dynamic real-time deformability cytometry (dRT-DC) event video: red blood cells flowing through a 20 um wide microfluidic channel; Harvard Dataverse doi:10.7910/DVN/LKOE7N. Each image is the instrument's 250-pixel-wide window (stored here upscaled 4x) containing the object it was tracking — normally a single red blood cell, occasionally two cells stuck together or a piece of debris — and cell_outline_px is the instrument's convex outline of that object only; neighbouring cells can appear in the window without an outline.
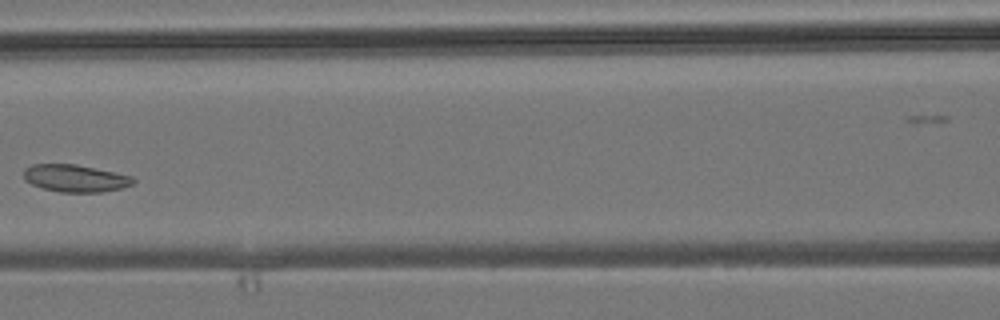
{"species": "common noctule bat (a hibernating species)", "species_latin": "Nyctalus noctula", "temperature_condition": "room temperature", "stored_images_in_passage": 6, "camera_frame_rate_fps": 3000, "um_per_image_px": 0.085, "animal": {"sex": "male", "body_mass_g": 19.2, "forearm_length_mm": 51.8}, "frame": {"image": 1, "passage_image": 6, "time_ms": 5.667, "image_size_px": [1000, 320], "cell_outline_px": [[136, 180], [132, 184], [120, 188], [104, 192], [60, 192], [44, 188], [32, 184], [24, 180], [24, 168], [32, 164], [76, 164], [132, 176]], "centroid_in_image_um": [6.38, 15.15], "position_along_channel_um": 160.2, "area_um2": 17.34}}